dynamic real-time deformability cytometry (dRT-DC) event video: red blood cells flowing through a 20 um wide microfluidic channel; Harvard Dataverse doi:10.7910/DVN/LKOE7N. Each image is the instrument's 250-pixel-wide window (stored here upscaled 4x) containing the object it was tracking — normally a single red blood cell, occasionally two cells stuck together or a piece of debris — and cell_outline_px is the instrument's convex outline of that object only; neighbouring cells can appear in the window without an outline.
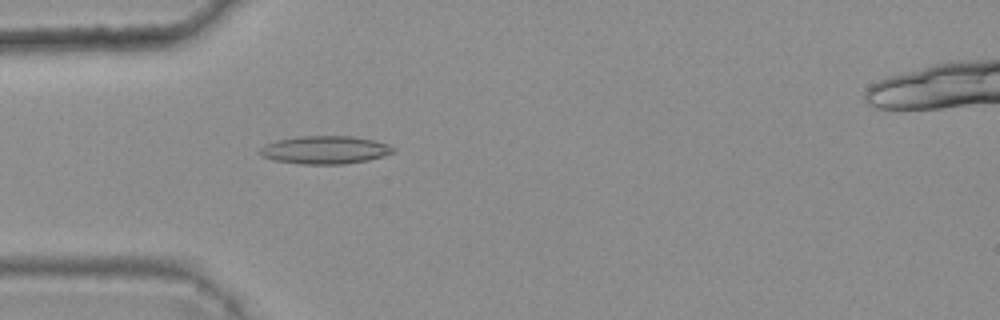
{"species": "common noctule bat (a hibernating species)", "species_latin": "Nyctalus noctula", "temperature_condition": "warm", "stored_images_in_passage": 2, "camera_frame_rate_fps": 3000, "um_per_image_px": 0.085, "animal": {"sex": "female", "body_mass_g": 25.1}, "frame": {"image": 1, "passage_image": 2, "time_ms": 0.333, "image_size_px": [1000, 320], "cell_outline_px": [[396, 152], [368, 160], [344, 164], [300, 164], [272, 160], [256, 152], [260, 148], [276, 140], [300, 136], [352, 136], [372, 140], [388, 144], [396, 148]], "centroid_in_image_um": [27.63, 12.74], "position_along_channel_um": 57.4, "area_um2": 21.79}}